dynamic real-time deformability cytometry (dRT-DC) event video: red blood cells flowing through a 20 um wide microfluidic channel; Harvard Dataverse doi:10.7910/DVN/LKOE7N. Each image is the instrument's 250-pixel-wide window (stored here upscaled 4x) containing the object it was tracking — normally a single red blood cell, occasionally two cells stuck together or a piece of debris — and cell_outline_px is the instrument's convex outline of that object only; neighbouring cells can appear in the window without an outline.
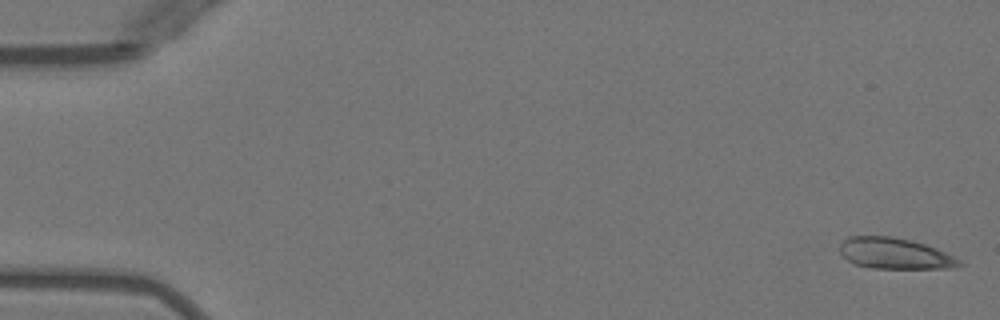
{"species": "Egyptian fruit bat (a non-hibernating species)", "species_latin": "Rousettus aegyptiacus", "temperature_condition": "warm", "stored_images_in_passage": 46, "camera_frame_rate_fps": 3000, "um_per_image_px": 0.085, "animal": {"sex": "female"}, "frame": {"image": 1, "passage_image": 1, "time_ms": 0.0, "image_size_px": [1000, 320], "cell_outline_px": [[964, 264], [956, 268], [872, 268], [856, 264], [848, 260], [840, 252], [840, 244], [848, 236], [888, 236], [912, 240], [936, 248], [956, 256]], "centroid_in_image_um": [76.1, 21.54], "position_along_channel_um": 8.9, "area_um2": 21.62}}
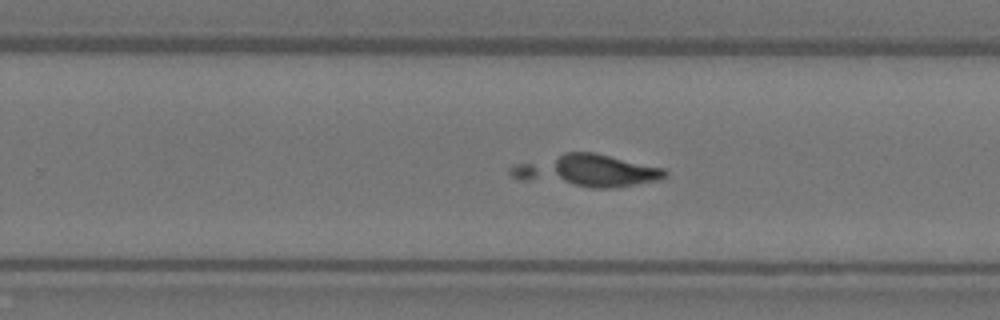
{"frame": {"image": 2, "passage_image": 32, "time_ms": 10.333, "image_size_px": [1000, 320], "cell_outline_px": [[668, 176], [660, 180], [616, 188], [592, 188], [520, 180], [512, 176], [508, 172], [508, 168], [516, 164], [564, 152], [596, 152], [664, 168], [668, 172]], "centroid_in_image_um": [49.91, 14.51], "position_along_channel_um": 279.9, "area_um2": 29.36}}
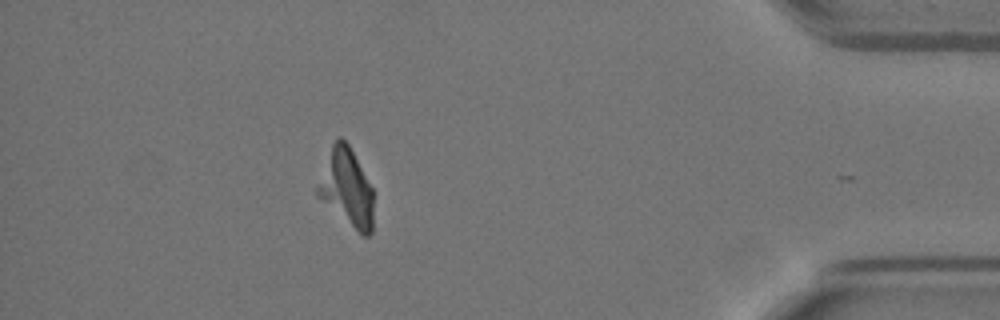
{"frame": {"image": 3, "passage_image": 45, "time_ms": 14.667, "image_size_px": [1000, 320], "cell_outline_px": [[372, 232], [368, 236], [364, 236], [316, 196], [316, 188], [332, 144], [340, 136], [348, 144], [372, 188]], "centroid_in_image_um": [29.45, 15.97], "position_along_channel_um": 405.7, "area_um2": 24.33}}